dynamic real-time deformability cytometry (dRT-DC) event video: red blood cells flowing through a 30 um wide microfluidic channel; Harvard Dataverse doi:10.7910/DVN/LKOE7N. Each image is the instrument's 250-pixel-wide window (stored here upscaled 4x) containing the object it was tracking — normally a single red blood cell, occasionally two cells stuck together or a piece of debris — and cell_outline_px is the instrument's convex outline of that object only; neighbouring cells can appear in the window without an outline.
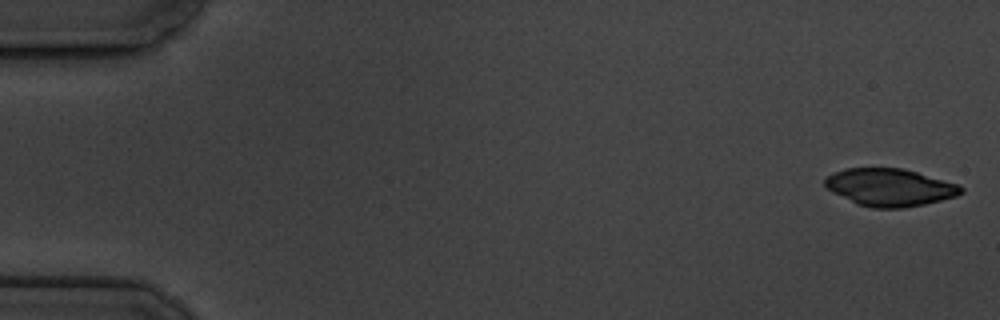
{"species": "common noctule bat (a hibernating species)", "species_latin": "Nyctalus noctula", "temperature_condition": "cold", "stored_images_in_passage": 8, "camera_frame_rate_fps": 3000, "um_per_image_px": 0.085, "animal": {"sex": "male", "body_mass_g": 19.5, "forearm_length_mm": 54.6}, "frame": {"image": 1, "passage_image": 1, "time_ms": 0.0, "image_size_px": [1000, 320], "cell_outline_px": [[964, 192], [956, 196], [924, 204], [904, 208], [872, 208], [856, 204], [832, 192], [824, 184], [824, 180], [832, 172], [844, 168], [900, 168], [916, 172], [960, 184], [964, 188]], "centroid_in_image_um": [75.63, 15.93], "position_along_channel_um": 9.4, "area_um2": 29.82}}